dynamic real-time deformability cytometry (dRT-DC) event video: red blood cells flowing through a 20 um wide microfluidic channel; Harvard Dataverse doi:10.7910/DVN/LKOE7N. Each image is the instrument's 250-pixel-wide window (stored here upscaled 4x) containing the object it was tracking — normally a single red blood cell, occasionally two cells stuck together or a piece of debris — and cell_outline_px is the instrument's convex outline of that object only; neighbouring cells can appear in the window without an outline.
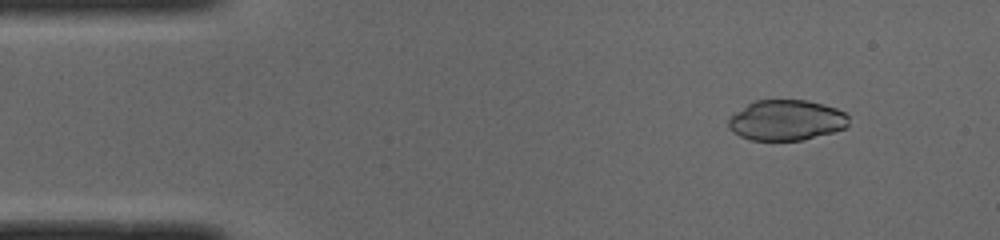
{"species": "common noctule bat (a hibernating species)", "species_latin": "Nyctalus noctula", "temperature_condition": "cold", "stored_images_in_passage": 49, "camera_frame_rate_fps": 3000, "um_per_image_px": 0.085, "animal": {"sex": "male", "body_mass_g": 19.0, "forearm_length_mm": 50.8}, "frame": {"image": 1, "passage_image": 5, "time_ms": 1.333, "image_size_px": [1000, 240], "cell_outline_px": [[848, 124], [844, 128], [832, 132], [804, 140], [752, 140], [740, 136], [732, 132], [728, 128], [728, 120], [736, 112], [748, 104], [756, 100], [808, 100], [824, 104], [836, 108], [844, 112], [848, 116]], "centroid_in_image_um": [66.84, 10.22], "position_along_channel_um": 18.2, "area_um2": 28.32}}